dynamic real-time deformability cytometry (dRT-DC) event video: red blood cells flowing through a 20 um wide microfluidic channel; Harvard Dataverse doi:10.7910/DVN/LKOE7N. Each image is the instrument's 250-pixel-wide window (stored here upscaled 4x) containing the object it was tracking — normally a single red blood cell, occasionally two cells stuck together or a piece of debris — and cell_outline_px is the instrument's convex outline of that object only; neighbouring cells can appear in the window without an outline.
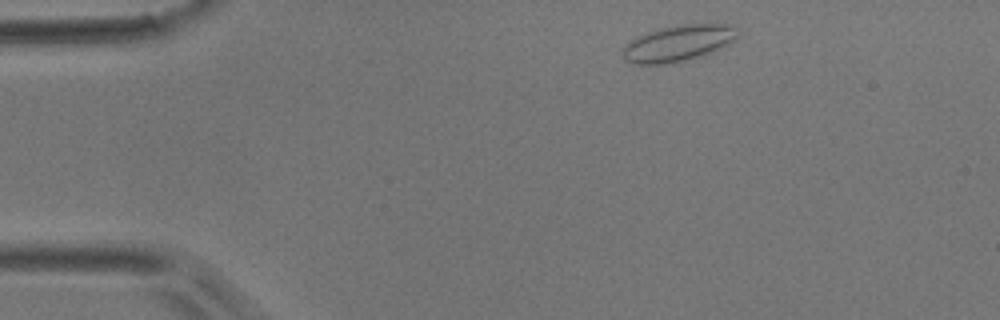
{"species": "common noctule bat (a hibernating species)", "species_latin": "Nyctalus noctula", "temperature_condition": "room temperature", "stored_images_in_passage": 46, "camera_frame_rate_fps": 3000, "um_per_image_px": 0.085, "animal": {"sex": "male", "body_mass_g": 17.9}, "frame": {"image": 1, "passage_image": 2, "time_ms": 0.333, "image_size_px": [1000, 320], "cell_outline_px": [[736, 36], [728, 44], [712, 52], [700, 56], [668, 64], [632, 64], [624, 60], [624, 48], [636, 36], [648, 32], [676, 24], [724, 24], [736, 28]], "centroid_in_image_um": [57.62, 3.68], "position_along_channel_um": 27.4, "area_um2": 23.81}}
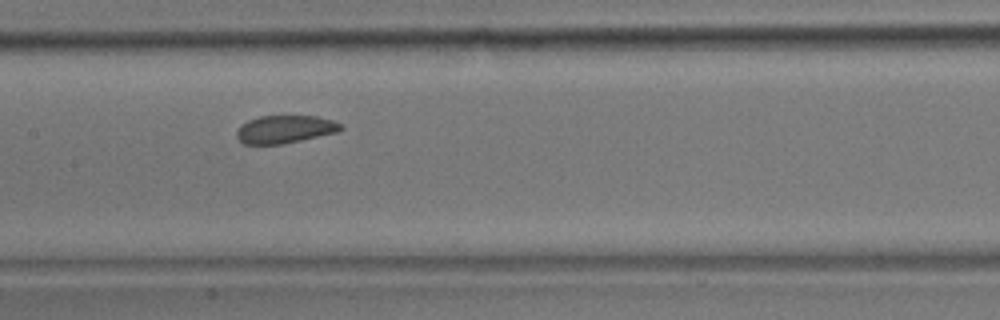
{"frame": {"image": 2, "passage_image": 19, "time_ms": 6.0, "image_size_px": [1000, 320], "cell_outline_px": [[344, 128], [336, 132], [300, 140], [280, 144], [244, 144], [236, 136], [236, 132], [240, 124], [248, 120], [260, 116], [316, 116], [332, 120], [340, 124]], "centroid_in_image_um": [24.18, 10.98], "position_along_channel_um": 183.2, "area_um2": 16.7}}
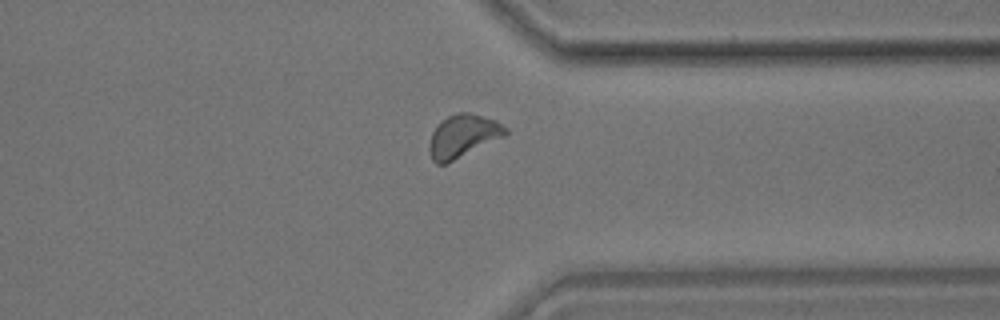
{"frame": {"image": 3, "passage_image": 34, "time_ms": 11.0, "image_size_px": [1000, 320], "cell_outline_px": [[508, 136], [448, 164], [436, 164], [432, 160], [428, 152], [428, 144], [432, 132], [440, 120], [448, 116], [460, 112], [468, 112], [496, 120], [508, 128]], "centroid_in_image_um": [39.37, 11.6], "position_along_channel_um": 372.0, "area_um2": 19.77}, "authors_computed_cell_mechanics": {"area_um2": 18.0336, "velocity_mm_per_s": 3.8286, "shape_relaxation_time_tau1_ms": 2.8318, "shape_relaxation_time_tau2_ms": 2.6221, "deformation_change_tau1": 0.0592, "deformation_change_tau2": 0.0508}}